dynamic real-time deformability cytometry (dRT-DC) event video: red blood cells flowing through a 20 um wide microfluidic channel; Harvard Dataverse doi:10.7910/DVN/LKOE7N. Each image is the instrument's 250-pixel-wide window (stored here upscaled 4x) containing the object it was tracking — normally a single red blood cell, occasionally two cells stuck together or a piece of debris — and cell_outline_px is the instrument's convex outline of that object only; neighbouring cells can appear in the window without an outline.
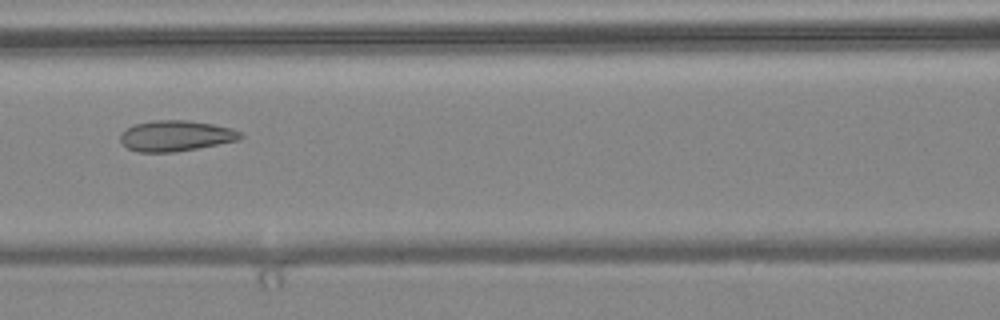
{"species": "common noctule bat (a hibernating species)", "species_latin": "Nyctalus noctula", "temperature_condition": "warm", "stored_images_in_passage": 9, "camera_frame_rate_fps": 3000, "um_per_image_px": 0.085, "animal": {"sex": "female", "body_mass_g": 24.6, "forearm_length_mm": 56.2}, "frame": {"image": 1, "passage_image": 7, "time_ms": 2.0, "image_size_px": [1000, 320], "cell_outline_px": [[244, 136], [240, 140], [176, 152], [140, 152], [128, 148], [120, 140], [120, 132], [136, 124], [152, 120], [188, 120], [212, 124], [232, 128], [240, 132]], "centroid_in_image_um": [14.96, 11.54], "position_along_channel_um": 151.6, "area_um2": 21.5}}
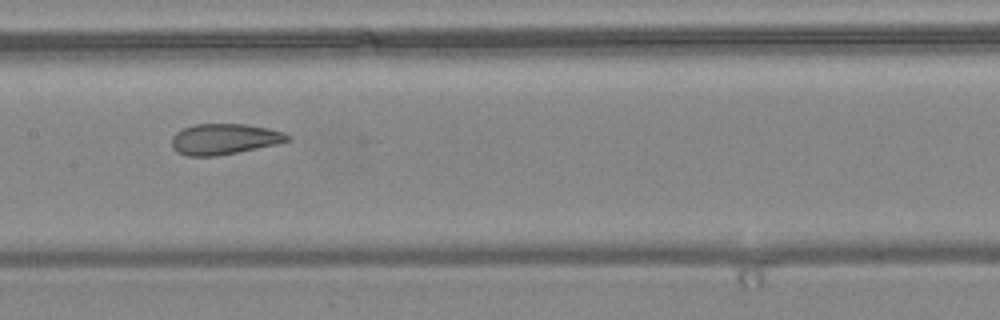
{"frame": {"image": 2, "passage_image": 8, "time_ms": 2.333, "image_size_px": [1000, 320], "cell_outline_px": [[292, 140], [276, 144], [216, 156], [188, 156], [176, 152], [172, 148], [172, 136], [176, 132], [184, 128], [196, 124], [244, 124], [268, 128], [284, 132], [292, 136]], "centroid_in_image_um": [19.07, 11.82], "position_along_channel_um": 188.3, "area_um2": 20.75}}
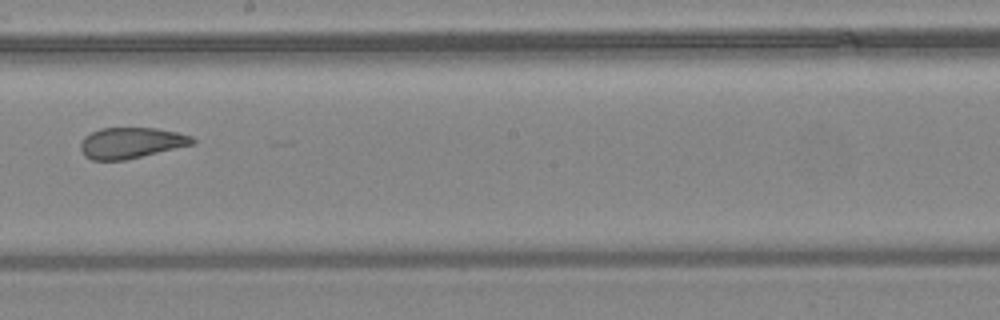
{"frame": {"image": 3, "passage_image": 9, "time_ms": 2.667, "image_size_px": [1000, 320], "cell_outline_px": [[196, 144], [124, 160], [92, 160], [84, 156], [80, 148], [80, 144], [84, 136], [100, 128], [156, 128], [176, 132], [192, 136], [196, 140]], "centroid_in_image_um": [11.15, 12.14], "position_along_channel_um": 237.1, "area_um2": 20.23}}